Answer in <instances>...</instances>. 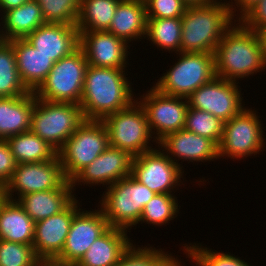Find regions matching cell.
I'll return each mask as SVG.
<instances>
[{
	"label": "cell",
	"mask_w": 266,
	"mask_h": 266,
	"mask_svg": "<svg viewBox=\"0 0 266 266\" xmlns=\"http://www.w3.org/2000/svg\"><path fill=\"white\" fill-rule=\"evenodd\" d=\"M235 1V4L237 6V9L238 7L240 8L239 11L241 14H239L238 17L239 19L254 5L256 4L258 1L260 0H234Z\"/></svg>",
	"instance_id": "cell-41"
},
{
	"label": "cell",
	"mask_w": 266,
	"mask_h": 266,
	"mask_svg": "<svg viewBox=\"0 0 266 266\" xmlns=\"http://www.w3.org/2000/svg\"><path fill=\"white\" fill-rule=\"evenodd\" d=\"M173 194H156L144 207L139 223L163 225L179 212L177 198Z\"/></svg>",
	"instance_id": "cell-33"
},
{
	"label": "cell",
	"mask_w": 266,
	"mask_h": 266,
	"mask_svg": "<svg viewBox=\"0 0 266 266\" xmlns=\"http://www.w3.org/2000/svg\"><path fill=\"white\" fill-rule=\"evenodd\" d=\"M150 247L131 246L115 266H162L172 255Z\"/></svg>",
	"instance_id": "cell-37"
},
{
	"label": "cell",
	"mask_w": 266,
	"mask_h": 266,
	"mask_svg": "<svg viewBox=\"0 0 266 266\" xmlns=\"http://www.w3.org/2000/svg\"><path fill=\"white\" fill-rule=\"evenodd\" d=\"M4 31H0V40L11 41L25 39L39 26L46 24L41 8L35 0L2 13Z\"/></svg>",
	"instance_id": "cell-27"
},
{
	"label": "cell",
	"mask_w": 266,
	"mask_h": 266,
	"mask_svg": "<svg viewBox=\"0 0 266 266\" xmlns=\"http://www.w3.org/2000/svg\"><path fill=\"white\" fill-rule=\"evenodd\" d=\"M124 70L87 66L79 103L85 120H102L136 102Z\"/></svg>",
	"instance_id": "cell-1"
},
{
	"label": "cell",
	"mask_w": 266,
	"mask_h": 266,
	"mask_svg": "<svg viewBox=\"0 0 266 266\" xmlns=\"http://www.w3.org/2000/svg\"><path fill=\"white\" fill-rule=\"evenodd\" d=\"M185 245L183 250L185 249L186 256L198 266H249L245 261L230 254L207 250V247L201 248V245Z\"/></svg>",
	"instance_id": "cell-36"
},
{
	"label": "cell",
	"mask_w": 266,
	"mask_h": 266,
	"mask_svg": "<svg viewBox=\"0 0 266 266\" xmlns=\"http://www.w3.org/2000/svg\"><path fill=\"white\" fill-rule=\"evenodd\" d=\"M11 152L18 164L53 160L57 151L31 131L8 137Z\"/></svg>",
	"instance_id": "cell-28"
},
{
	"label": "cell",
	"mask_w": 266,
	"mask_h": 266,
	"mask_svg": "<svg viewBox=\"0 0 266 266\" xmlns=\"http://www.w3.org/2000/svg\"><path fill=\"white\" fill-rule=\"evenodd\" d=\"M181 18H147L146 35L157 47L180 52Z\"/></svg>",
	"instance_id": "cell-31"
},
{
	"label": "cell",
	"mask_w": 266,
	"mask_h": 266,
	"mask_svg": "<svg viewBox=\"0 0 266 266\" xmlns=\"http://www.w3.org/2000/svg\"><path fill=\"white\" fill-rule=\"evenodd\" d=\"M180 165L172 156L153 149L133 157L131 176L155 194H171L183 178Z\"/></svg>",
	"instance_id": "cell-11"
},
{
	"label": "cell",
	"mask_w": 266,
	"mask_h": 266,
	"mask_svg": "<svg viewBox=\"0 0 266 266\" xmlns=\"http://www.w3.org/2000/svg\"><path fill=\"white\" fill-rule=\"evenodd\" d=\"M108 228L109 224L102 209L89 212L81 211L79 207L74 214L64 248L52 263L75 266Z\"/></svg>",
	"instance_id": "cell-14"
},
{
	"label": "cell",
	"mask_w": 266,
	"mask_h": 266,
	"mask_svg": "<svg viewBox=\"0 0 266 266\" xmlns=\"http://www.w3.org/2000/svg\"><path fill=\"white\" fill-rule=\"evenodd\" d=\"M223 124L222 120L209 112L189 107L184 129L206 137L218 146L223 136Z\"/></svg>",
	"instance_id": "cell-32"
},
{
	"label": "cell",
	"mask_w": 266,
	"mask_h": 266,
	"mask_svg": "<svg viewBox=\"0 0 266 266\" xmlns=\"http://www.w3.org/2000/svg\"><path fill=\"white\" fill-rule=\"evenodd\" d=\"M72 189L71 181L67 180L58 189L28 193L17 201L36 223L63 211L75 199Z\"/></svg>",
	"instance_id": "cell-22"
},
{
	"label": "cell",
	"mask_w": 266,
	"mask_h": 266,
	"mask_svg": "<svg viewBox=\"0 0 266 266\" xmlns=\"http://www.w3.org/2000/svg\"><path fill=\"white\" fill-rule=\"evenodd\" d=\"M87 66L86 56L78 47L53 65L44 82L34 92L36 98L50 102L79 104Z\"/></svg>",
	"instance_id": "cell-7"
},
{
	"label": "cell",
	"mask_w": 266,
	"mask_h": 266,
	"mask_svg": "<svg viewBox=\"0 0 266 266\" xmlns=\"http://www.w3.org/2000/svg\"><path fill=\"white\" fill-rule=\"evenodd\" d=\"M17 161L11 152L10 145L6 139H0V186L11 179L13 172L16 170Z\"/></svg>",
	"instance_id": "cell-40"
},
{
	"label": "cell",
	"mask_w": 266,
	"mask_h": 266,
	"mask_svg": "<svg viewBox=\"0 0 266 266\" xmlns=\"http://www.w3.org/2000/svg\"><path fill=\"white\" fill-rule=\"evenodd\" d=\"M233 2L187 7L181 17L180 52L215 53L226 31L233 26L235 8Z\"/></svg>",
	"instance_id": "cell-2"
},
{
	"label": "cell",
	"mask_w": 266,
	"mask_h": 266,
	"mask_svg": "<svg viewBox=\"0 0 266 266\" xmlns=\"http://www.w3.org/2000/svg\"><path fill=\"white\" fill-rule=\"evenodd\" d=\"M35 222L24 208L14 200H0V239L14 243L33 245Z\"/></svg>",
	"instance_id": "cell-24"
},
{
	"label": "cell",
	"mask_w": 266,
	"mask_h": 266,
	"mask_svg": "<svg viewBox=\"0 0 266 266\" xmlns=\"http://www.w3.org/2000/svg\"><path fill=\"white\" fill-rule=\"evenodd\" d=\"M106 190L100 209L109 227L124 230L139 223L144 207L156 195L131 175L113 183Z\"/></svg>",
	"instance_id": "cell-4"
},
{
	"label": "cell",
	"mask_w": 266,
	"mask_h": 266,
	"mask_svg": "<svg viewBox=\"0 0 266 266\" xmlns=\"http://www.w3.org/2000/svg\"><path fill=\"white\" fill-rule=\"evenodd\" d=\"M142 97L138 102L146 113L150 132L157 134L154 136L157 140L152 141L158 143L167 134L184 129L189 108L187 98L166 95L154 87Z\"/></svg>",
	"instance_id": "cell-13"
},
{
	"label": "cell",
	"mask_w": 266,
	"mask_h": 266,
	"mask_svg": "<svg viewBox=\"0 0 266 266\" xmlns=\"http://www.w3.org/2000/svg\"><path fill=\"white\" fill-rule=\"evenodd\" d=\"M237 21L238 25L226 31L214 53L216 77L235 82L265 69L257 32Z\"/></svg>",
	"instance_id": "cell-3"
},
{
	"label": "cell",
	"mask_w": 266,
	"mask_h": 266,
	"mask_svg": "<svg viewBox=\"0 0 266 266\" xmlns=\"http://www.w3.org/2000/svg\"><path fill=\"white\" fill-rule=\"evenodd\" d=\"M147 18H181L187 5L182 0H144Z\"/></svg>",
	"instance_id": "cell-38"
},
{
	"label": "cell",
	"mask_w": 266,
	"mask_h": 266,
	"mask_svg": "<svg viewBox=\"0 0 266 266\" xmlns=\"http://www.w3.org/2000/svg\"><path fill=\"white\" fill-rule=\"evenodd\" d=\"M258 118L256 112L244 108L223 124V136L218 145L219 158L240 159L264 150V132Z\"/></svg>",
	"instance_id": "cell-10"
},
{
	"label": "cell",
	"mask_w": 266,
	"mask_h": 266,
	"mask_svg": "<svg viewBox=\"0 0 266 266\" xmlns=\"http://www.w3.org/2000/svg\"><path fill=\"white\" fill-rule=\"evenodd\" d=\"M181 261L176 260L175 257L171 256L162 266H182Z\"/></svg>",
	"instance_id": "cell-45"
},
{
	"label": "cell",
	"mask_w": 266,
	"mask_h": 266,
	"mask_svg": "<svg viewBox=\"0 0 266 266\" xmlns=\"http://www.w3.org/2000/svg\"><path fill=\"white\" fill-rule=\"evenodd\" d=\"M147 16L144 0H121L108 32L131 42L146 37ZM132 39V40H131Z\"/></svg>",
	"instance_id": "cell-26"
},
{
	"label": "cell",
	"mask_w": 266,
	"mask_h": 266,
	"mask_svg": "<svg viewBox=\"0 0 266 266\" xmlns=\"http://www.w3.org/2000/svg\"><path fill=\"white\" fill-rule=\"evenodd\" d=\"M34 92L18 97H0V139L30 131Z\"/></svg>",
	"instance_id": "cell-25"
},
{
	"label": "cell",
	"mask_w": 266,
	"mask_h": 266,
	"mask_svg": "<svg viewBox=\"0 0 266 266\" xmlns=\"http://www.w3.org/2000/svg\"><path fill=\"white\" fill-rule=\"evenodd\" d=\"M42 266H59V265H56L54 263H46V262H42Z\"/></svg>",
	"instance_id": "cell-46"
},
{
	"label": "cell",
	"mask_w": 266,
	"mask_h": 266,
	"mask_svg": "<svg viewBox=\"0 0 266 266\" xmlns=\"http://www.w3.org/2000/svg\"><path fill=\"white\" fill-rule=\"evenodd\" d=\"M137 101L101 120L108 132L109 146L125 150L133 157L153 150L148 144L151 138L155 139L150 132L146 113Z\"/></svg>",
	"instance_id": "cell-9"
},
{
	"label": "cell",
	"mask_w": 266,
	"mask_h": 266,
	"mask_svg": "<svg viewBox=\"0 0 266 266\" xmlns=\"http://www.w3.org/2000/svg\"><path fill=\"white\" fill-rule=\"evenodd\" d=\"M121 0H80L78 31H107Z\"/></svg>",
	"instance_id": "cell-29"
},
{
	"label": "cell",
	"mask_w": 266,
	"mask_h": 266,
	"mask_svg": "<svg viewBox=\"0 0 266 266\" xmlns=\"http://www.w3.org/2000/svg\"><path fill=\"white\" fill-rule=\"evenodd\" d=\"M84 121L79 104L45 101L34 94L30 131L57 152Z\"/></svg>",
	"instance_id": "cell-5"
},
{
	"label": "cell",
	"mask_w": 266,
	"mask_h": 266,
	"mask_svg": "<svg viewBox=\"0 0 266 266\" xmlns=\"http://www.w3.org/2000/svg\"><path fill=\"white\" fill-rule=\"evenodd\" d=\"M167 155L184 159L185 161H210L219 159L218 146L210 139L196 133L181 129L167 134L158 143Z\"/></svg>",
	"instance_id": "cell-20"
},
{
	"label": "cell",
	"mask_w": 266,
	"mask_h": 266,
	"mask_svg": "<svg viewBox=\"0 0 266 266\" xmlns=\"http://www.w3.org/2000/svg\"><path fill=\"white\" fill-rule=\"evenodd\" d=\"M29 0H0V8L3 12L17 8Z\"/></svg>",
	"instance_id": "cell-42"
},
{
	"label": "cell",
	"mask_w": 266,
	"mask_h": 266,
	"mask_svg": "<svg viewBox=\"0 0 266 266\" xmlns=\"http://www.w3.org/2000/svg\"><path fill=\"white\" fill-rule=\"evenodd\" d=\"M133 156L122 149L109 146L90 165L83 168L72 180L73 188L81 182L85 185L113 183L131 175ZM78 182V183H77Z\"/></svg>",
	"instance_id": "cell-18"
},
{
	"label": "cell",
	"mask_w": 266,
	"mask_h": 266,
	"mask_svg": "<svg viewBox=\"0 0 266 266\" xmlns=\"http://www.w3.org/2000/svg\"><path fill=\"white\" fill-rule=\"evenodd\" d=\"M176 54H179L180 59L154 86L160 93L187 98L200 86L216 77L213 53Z\"/></svg>",
	"instance_id": "cell-6"
},
{
	"label": "cell",
	"mask_w": 266,
	"mask_h": 266,
	"mask_svg": "<svg viewBox=\"0 0 266 266\" xmlns=\"http://www.w3.org/2000/svg\"><path fill=\"white\" fill-rule=\"evenodd\" d=\"M128 43L108 31H79V47L88 65L125 69Z\"/></svg>",
	"instance_id": "cell-17"
},
{
	"label": "cell",
	"mask_w": 266,
	"mask_h": 266,
	"mask_svg": "<svg viewBox=\"0 0 266 266\" xmlns=\"http://www.w3.org/2000/svg\"><path fill=\"white\" fill-rule=\"evenodd\" d=\"M257 34L262 45V59L264 67L266 68V29L259 31Z\"/></svg>",
	"instance_id": "cell-43"
},
{
	"label": "cell",
	"mask_w": 266,
	"mask_h": 266,
	"mask_svg": "<svg viewBox=\"0 0 266 266\" xmlns=\"http://www.w3.org/2000/svg\"><path fill=\"white\" fill-rule=\"evenodd\" d=\"M108 147L104 123L101 120H85L57 152L65 178L71 181Z\"/></svg>",
	"instance_id": "cell-8"
},
{
	"label": "cell",
	"mask_w": 266,
	"mask_h": 266,
	"mask_svg": "<svg viewBox=\"0 0 266 266\" xmlns=\"http://www.w3.org/2000/svg\"><path fill=\"white\" fill-rule=\"evenodd\" d=\"M66 181L58 155L53 160L17 164L11 179L3 187V197L14 200L13 193L18 191L15 194H19V199L28 193L58 189Z\"/></svg>",
	"instance_id": "cell-12"
},
{
	"label": "cell",
	"mask_w": 266,
	"mask_h": 266,
	"mask_svg": "<svg viewBox=\"0 0 266 266\" xmlns=\"http://www.w3.org/2000/svg\"><path fill=\"white\" fill-rule=\"evenodd\" d=\"M46 23L76 25L80 0H35Z\"/></svg>",
	"instance_id": "cell-34"
},
{
	"label": "cell",
	"mask_w": 266,
	"mask_h": 266,
	"mask_svg": "<svg viewBox=\"0 0 266 266\" xmlns=\"http://www.w3.org/2000/svg\"><path fill=\"white\" fill-rule=\"evenodd\" d=\"M237 84L215 77L187 97L188 106L209 112L225 123L244 109Z\"/></svg>",
	"instance_id": "cell-15"
},
{
	"label": "cell",
	"mask_w": 266,
	"mask_h": 266,
	"mask_svg": "<svg viewBox=\"0 0 266 266\" xmlns=\"http://www.w3.org/2000/svg\"><path fill=\"white\" fill-rule=\"evenodd\" d=\"M187 7L189 6H202V5H208L212 4L218 0H182Z\"/></svg>",
	"instance_id": "cell-44"
},
{
	"label": "cell",
	"mask_w": 266,
	"mask_h": 266,
	"mask_svg": "<svg viewBox=\"0 0 266 266\" xmlns=\"http://www.w3.org/2000/svg\"><path fill=\"white\" fill-rule=\"evenodd\" d=\"M76 198L60 213L35 223L33 247L37 257L52 263L62 252L74 214L79 210Z\"/></svg>",
	"instance_id": "cell-16"
},
{
	"label": "cell",
	"mask_w": 266,
	"mask_h": 266,
	"mask_svg": "<svg viewBox=\"0 0 266 266\" xmlns=\"http://www.w3.org/2000/svg\"><path fill=\"white\" fill-rule=\"evenodd\" d=\"M25 40L56 63L79 47V31L76 25L46 23Z\"/></svg>",
	"instance_id": "cell-19"
},
{
	"label": "cell",
	"mask_w": 266,
	"mask_h": 266,
	"mask_svg": "<svg viewBox=\"0 0 266 266\" xmlns=\"http://www.w3.org/2000/svg\"><path fill=\"white\" fill-rule=\"evenodd\" d=\"M28 93L20 79L12 45L0 40V97H18Z\"/></svg>",
	"instance_id": "cell-30"
},
{
	"label": "cell",
	"mask_w": 266,
	"mask_h": 266,
	"mask_svg": "<svg viewBox=\"0 0 266 266\" xmlns=\"http://www.w3.org/2000/svg\"><path fill=\"white\" fill-rule=\"evenodd\" d=\"M41 263L33 245L0 239V266H39Z\"/></svg>",
	"instance_id": "cell-35"
},
{
	"label": "cell",
	"mask_w": 266,
	"mask_h": 266,
	"mask_svg": "<svg viewBox=\"0 0 266 266\" xmlns=\"http://www.w3.org/2000/svg\"><path fill=\"white\" fill-rule=\"evenodd\" d=\"M16 56L20 79L29 92H35L44 82L55 62L39 52L25 39L8 41Z\"/></svg>",
	"instance_id": "cell-21"
},
{
	"label": "cell",
	"mask_w": 266,
	"mask_h": 266,
	"mask_svg": "<svg viewBox=\"0 0 266 266\" xmlns=\"http://www.w3.org/2000/svg\"><path fill=\"white\" fill-rule=\"evenodd\" d=\"M238 20L257 33L266 29V0L258 1Z\"/></svg>",
	"instance_id": "cell-39"
},
{
	"label": "cell",
	"mask_w": 266,
	"mask_h": 266,
	"mask_svg": "<svg viewBox=\"0 0 266 266\" xmlns=\"http://www.w3.org/2000/svg\"><path fill=\"white\" fill-rule=\"evenodd\" d=\"M126 232L109 227L75 266H115L132 244Z\"/></svg>",
	"instance_id": "cell-23"
}]
</instances>
